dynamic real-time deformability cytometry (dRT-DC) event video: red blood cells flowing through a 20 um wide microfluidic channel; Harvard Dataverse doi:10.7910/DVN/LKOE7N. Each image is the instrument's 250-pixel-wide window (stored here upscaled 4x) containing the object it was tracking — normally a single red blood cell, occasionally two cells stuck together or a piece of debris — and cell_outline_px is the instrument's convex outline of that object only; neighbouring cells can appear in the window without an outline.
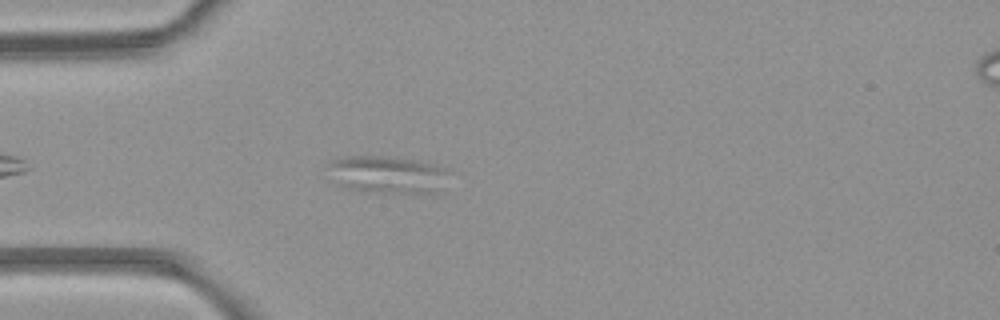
{"species": "common noctule bat (a hibernating species)", "species_latin": "Nyctalus noctula", "temperature_condition": "room temperature", "stored_images_in_passage": 3, "camera_frame_rate_fps": 3000, "um_per_image_px": 0.085, "animal": {"sex": "female", "body_mass_g": 21.9}, "frame": {"image": 1, "passage_image": 3, "time_ms": 2.333, "image_size_px": [1000, 320], "cell_outline_px": [[448, 172], [444, 192], [432, 196], [388, 192], [348, 188], [336, 184], [328, 164], [332, 160], [348, 156], [380, 156], [412, 160], [436, 164], [448, 168]], "centroid_in_image_um": [33.1, 14.88], "position_along_channel_um": 51.9, "area_um2": 26.82}}